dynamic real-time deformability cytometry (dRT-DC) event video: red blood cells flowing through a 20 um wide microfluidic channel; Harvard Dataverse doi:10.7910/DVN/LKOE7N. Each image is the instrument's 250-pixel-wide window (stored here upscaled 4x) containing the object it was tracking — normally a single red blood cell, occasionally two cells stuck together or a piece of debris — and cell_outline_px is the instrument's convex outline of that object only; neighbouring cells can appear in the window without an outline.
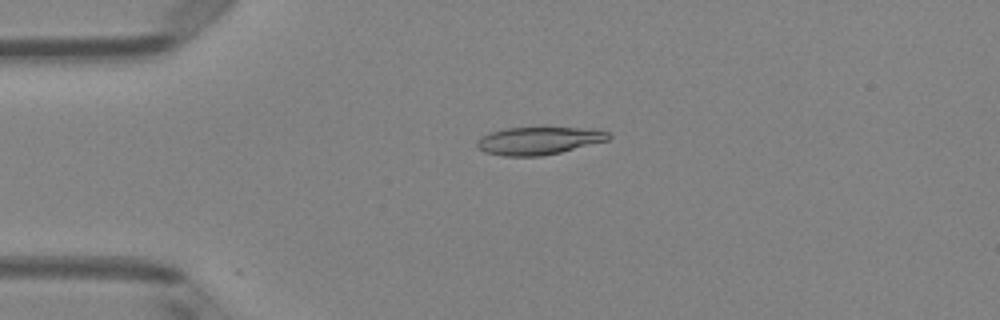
{"species": "Egyptian fruit bat (a non-hibernating species)", "species_latin": "Rousettus aegyptiacus", "temperature_condition": "room temperature", "stored_images_in_passage": 5, "camera_frame_rate_fps": 3000, "um_per_image_px": 0.085, "animal": {"sex": "female"}, "frame": {"image": 1, "passage_image": 4, "time_ms": 1.0, "image_size_px": [1000, 320], "cell_outline_px": [[612, 136], [608, 140], [560, 152], [540, 156], [504, 156], [484, 152], [476, 148], [476, 140], [480, 136], [488, 132], [504, 128], [600, 128], [608, 132]], "centroid_in_image_um": [45.76, 11.95], "position_along_channel_um": 39.2, "area_um2": 21.44}}